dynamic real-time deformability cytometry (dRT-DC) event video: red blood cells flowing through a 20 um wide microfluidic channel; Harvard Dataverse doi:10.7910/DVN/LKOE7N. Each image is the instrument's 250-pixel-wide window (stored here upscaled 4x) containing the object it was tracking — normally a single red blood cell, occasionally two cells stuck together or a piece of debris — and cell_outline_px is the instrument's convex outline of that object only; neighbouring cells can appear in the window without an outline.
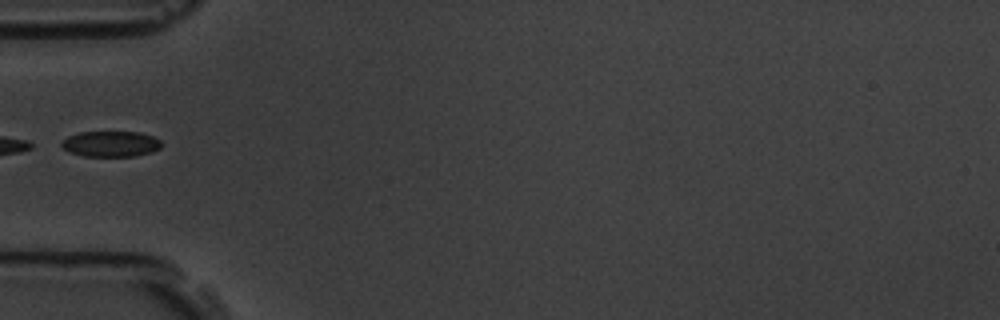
{"species": "common noctule bat (a hibernating species)", "species_latin": "Nyctalus noctula", "temperature_condition": "room temperature", "stored_images_in_passage": 9, "camera_frame_rate_fps": 3000, "um_per_image_px": 0.085, "animal": {"sex": "male", "body_mass_g": 19.5, "forearm_length_mm": 54.6}, "frame": {"image": 1, "passage_image": 3, "time_ms": 2.667, "image_size_px": [1000, 320], "cell_outline_px": [[160, 148], [152, 152], [136, 156], [84, 156], [68, 152], [60, 144], [68, 136], [80, 132], [140, 132], [152, 136], [160, 140]], "centroid_in_image_um": [9.41, 12.23], "position_along_channel_um": 75.6, "area_um2": 14.91}}
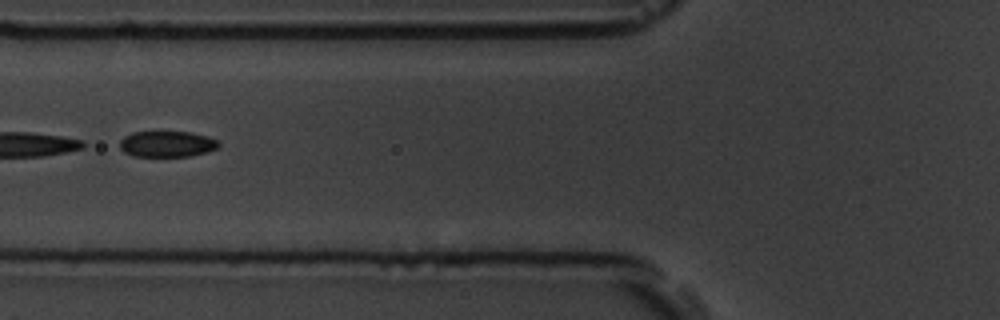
{"frame": {"image": 2, "passage_image": 4, "time_ms": 3.667, "image_size_px": [1000, 320], "cell_outline_px": [[220, 144], [216, 148], [208, 152], [188, 156], [132, 156], [124, 152], [120, 148], [120, 140], [124, 136], [132, 132], [192, 132], [208, 136], [216, 140]], "centroid_in_image_um": [14.18, 12.24], "position_along_channel_um": 111.6, "area_um2": 14.97}}
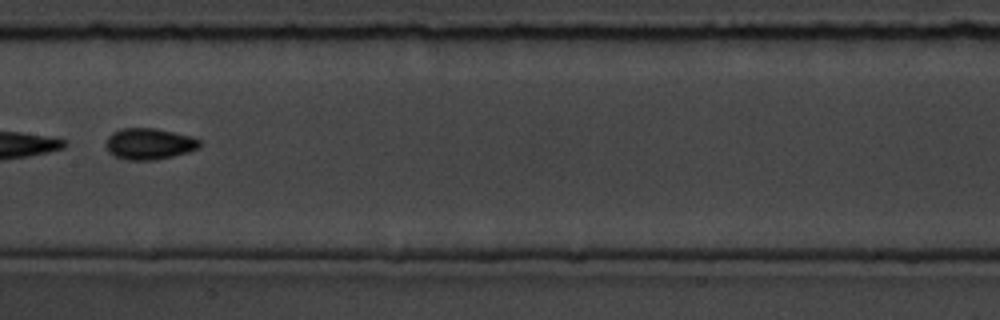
{"frame": {"image": 3, "passage_image": 6, "time_ms": 6.0, "image_size_px": [1000, 320], "cell_outline_px": [[200, 148], [188, 152], [172, 156], [152, 160], [128, 160], [116, 156], [108, 152], [104, 144], [108, 136], [112, 132], [120, 128], [156, 128], [192, 136], [200, 140]], "centroid_in_image_um": [12.66, 12.21], "position_along_channel_um": 194.7, "area_um2": 17.22}}